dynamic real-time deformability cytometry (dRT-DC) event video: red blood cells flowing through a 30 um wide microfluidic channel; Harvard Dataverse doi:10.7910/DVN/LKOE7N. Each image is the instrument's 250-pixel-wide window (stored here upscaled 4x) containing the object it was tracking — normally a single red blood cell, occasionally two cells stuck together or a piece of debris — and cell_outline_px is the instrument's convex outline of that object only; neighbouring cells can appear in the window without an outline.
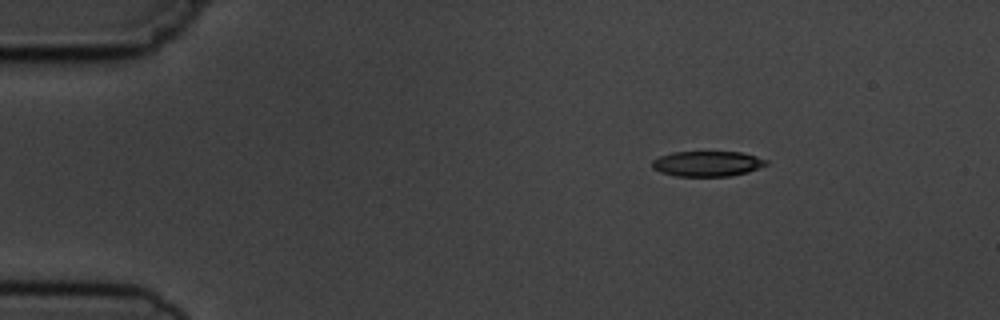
{"species": "common noctule bat (a hibernating species)", "species_latin": "Nyctalus noctula", "temperature_condition": "cold", "stored_images_in_passage": 3, "camera_frame_rate_fps": 3000, "um_per_image_px": 0.085, "animal": {"sex": "male", "body_mass_g": 19.5, "forearm_length_mm": 54.6}, "frame": {"image": 1, "passage_image": 1, "time_ms": 0.0, "image_size_px": [1000, 320], "cell_outline_px": [[768, 164], [748, 172], [728, 176], [676, 176], [660, 172], [652, 168], [652, 160], [660, 156], [672, 152], [740, 152], [756, 156], [768, 160]], "centroid_in_image_um": [60.11, 13.91], "position_along_channel_um": 24.9, "area_um2": 16.82}}
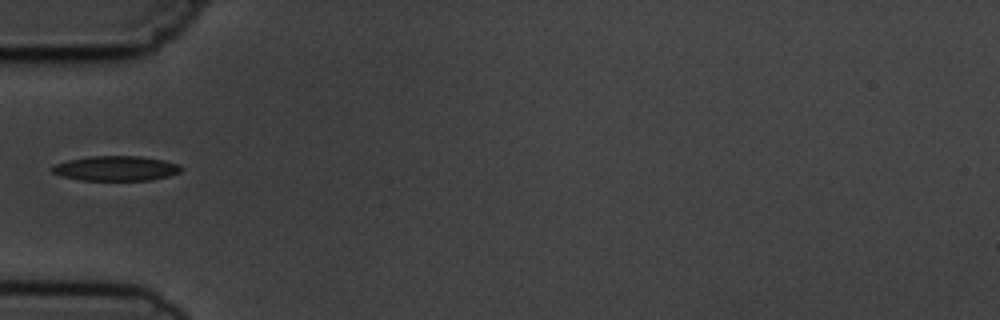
{"frame": {"image": 2, "passage_image": 3, "time_ms": 3.333, "image_size_px": [1000, 320], "cell_outline_px": [[184, 168], [180, 172], [168, 176], [148, 180], [80, 180], [60, 176], [52, 172], [48, 168], [52, 164], [68, 160], [88, 156], [140, 156], [164, 160], [180, 164]], "centroid_in_image_um": [9.81, 14.3], "position_along_channel_um": 75.2, "area_um2": 18.96}}